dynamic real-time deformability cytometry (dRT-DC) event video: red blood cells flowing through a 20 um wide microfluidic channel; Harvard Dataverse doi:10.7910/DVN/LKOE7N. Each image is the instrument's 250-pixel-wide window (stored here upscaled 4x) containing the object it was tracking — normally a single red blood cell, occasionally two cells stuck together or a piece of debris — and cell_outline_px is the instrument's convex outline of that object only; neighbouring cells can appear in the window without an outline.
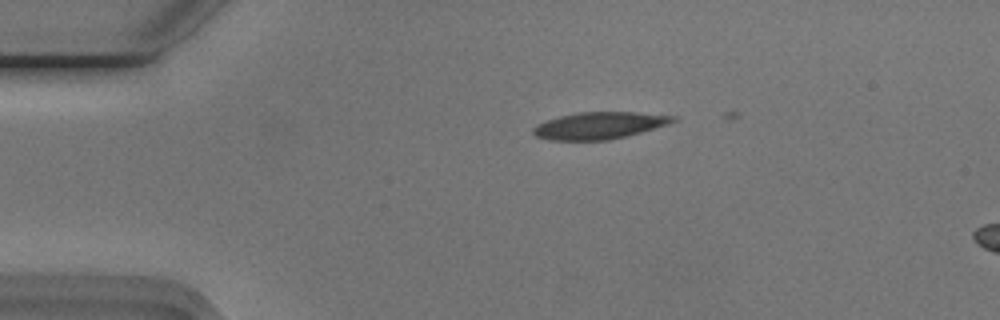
{"species": "Egyptian fruit bat (a non-hibernating species)", "species_latin": "Rousettus aegyptiacus", "temperature_condition": "cold", "stored_images_in_passage": 6, "camera_frame_rate_fps": 3000, "um_per_image_px": 0.085, "animal": {"sex": "male"}, "frame": {"image": 1, "passage_image": 1, "time_ms": 0.0, "image_size_px": [1000, 320], "cell_outline_px": [[680, 120], [668, 124], [640, 132], [608, 140], [548, 140], [536, 136], [532, 132], [532, 128], [536, 124], [544, 120], [576, 112], [636, 112], [676, 116]], "centroid_in_image_um": [50.91, 10.66], "position_along_channel_um": 34.1, "area_um2": 22.02}}